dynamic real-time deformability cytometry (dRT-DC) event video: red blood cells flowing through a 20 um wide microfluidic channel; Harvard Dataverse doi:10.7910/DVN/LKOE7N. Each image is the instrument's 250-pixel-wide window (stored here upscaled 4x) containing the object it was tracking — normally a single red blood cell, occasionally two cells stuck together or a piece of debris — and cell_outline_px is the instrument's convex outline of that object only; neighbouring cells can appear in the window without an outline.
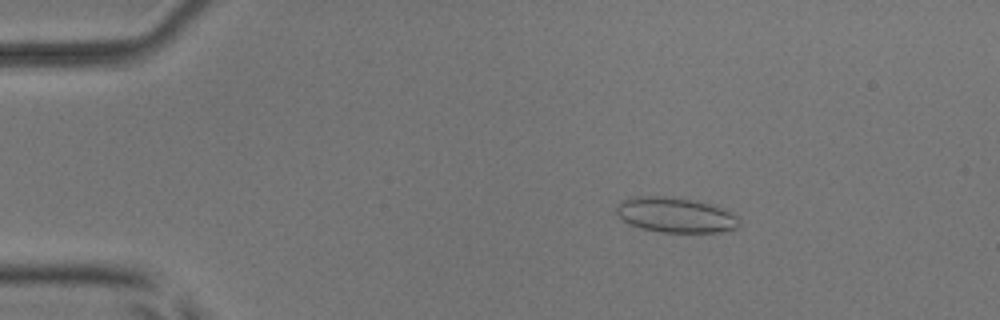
{"species": "common noctule bat (a hibernating species)", "species_latin": "Nyctalus noctula", "temperature_condition": "room temperature", "stored_images_in_passage": 45, "camera_frame_rate_fps": 3000, "um_per_image_px": 0.085, "animal": {"sex": "male", "body_mass_g": 17.9, "forearm_length_mm": 54.2}, "frame": {"image": 1, "passage_image": 1, "time_ms": 0.0, "image_size_px": [1000, 320], "cell_outline_px": [[740, 228], [720, 232], [660, 232], [640, 228], [628, 224], [616, 212], [616, 204], [620, 200], [636, 196], [664, 196], [692, 200], [716, 204], [736, 216], [740, 224]], "centroid_in_image_um": [57.42, 18.27], "position_along_channel_um": 27.6, "area_um2": 25.37}}
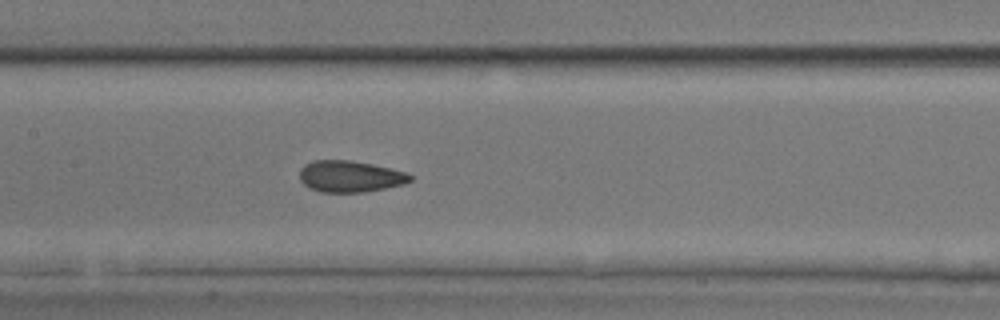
{"frame": {"image": 2, "passage_image": 18, "time_ms": 5.667, "image_size_px": [1000, 320], "cell_outline_px": [[412, 180], [404, 184], [364, 192], [320, 192], [304, 184], [300, 180], [300, 168], [304, 164], [312, 160], [352, 160], [372, 164], [408, 172], [412, 176]], "centroid_in_image_um": [29.76, 14.98], "position_along_channel_um": 177.6, "area_um2": 20.35}}
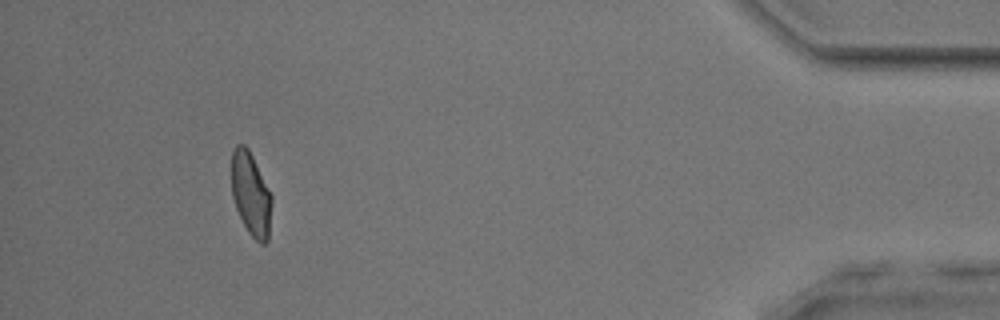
{"frame": {"image": 3, "passage_image": 41, "time_ms": 13.333, "image_size_px": [1000, 320], "cell_outline_px": [[272, 204], [268, 240], [264, 244], [260, 244], [248, 232], [236, 208], [232, 196], [232, 152], [236, 144], [244, 144], [248, 148], [272, 196]], "centroid_in_image_um": [21.33, 16.51], "position_along_channel_um": 413.9, "area_um2": 19.36}, "authors_computed_cell_mechanics": {"area_um2": 20.3456, "velocity_mm_per_s": 3.8947, "shape_relaxation_time_tau1_ms": null, "shape_relaxation_time_tau2_ms": 0.9612, "deformation_change_tau1": null, "deformation_change_tau2": 0.0645}}